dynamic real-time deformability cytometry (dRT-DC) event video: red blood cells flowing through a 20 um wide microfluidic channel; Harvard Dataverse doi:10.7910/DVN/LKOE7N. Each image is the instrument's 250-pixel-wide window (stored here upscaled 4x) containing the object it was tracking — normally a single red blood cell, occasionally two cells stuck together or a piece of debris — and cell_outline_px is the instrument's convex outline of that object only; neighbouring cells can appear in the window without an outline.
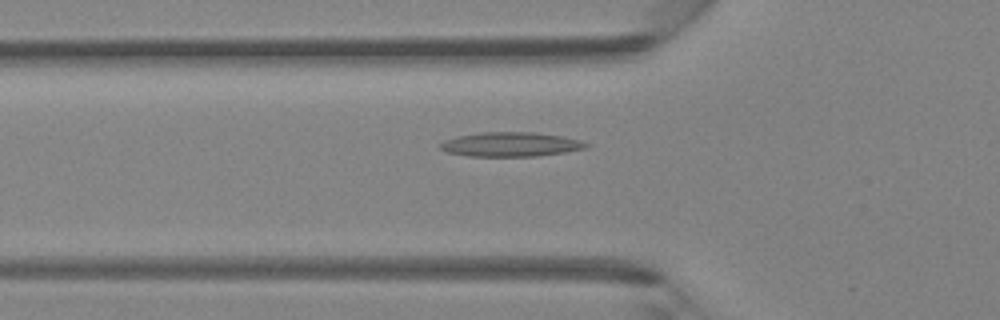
{"species": "Egyptian fruit bat (a non-hibernating species)", "species_latin": "Rousettus aegyptiacus", "temperature_condition": "room temperature", "stored_images_in_passage": 46, "camera_frame_rate_fps": 3000, "um_per_image_px": 0.085, "animal": {"sex": "female"}, "frame": {"image": 1, "passage_image": 16, "time_ms": 5.0, "image_size_px": [1000, 320], "cell_outline_px": [[592, 144], [584, 148], [564, 152], [536, 156], [468, 156], [448, 152], [440, 148], [440, 144], [444, 140], [456, 136], [484, 132], [536, 132], [564, 136], [580, 140]], "centroid_in_image_um": [43.43, 12.26], "position_along_channel_um": 82.4, "area_um2": 20.69}}
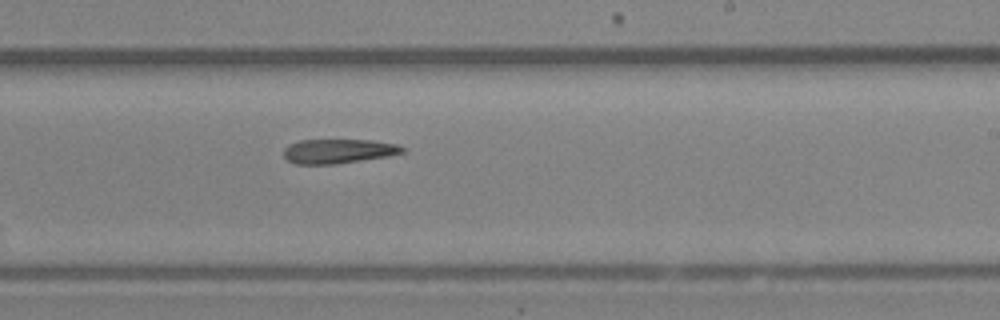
{"frame": {"image": 2, "passage_image": 28, "time_ms": 9.0, "image_size_px": [1000, 320], "cell_outline_px": [[408, 148], [404, 152], [388, 156], [332, 164], [296, 164], [288, 160], [284, 156], [284, 148], [288, 144], [300, 140], [372, 140], [400, 144]], "centroid_in_image_um": [28.8, 12.83], "position_along_channel_um": 260.2, "area_um2": 16.94}}
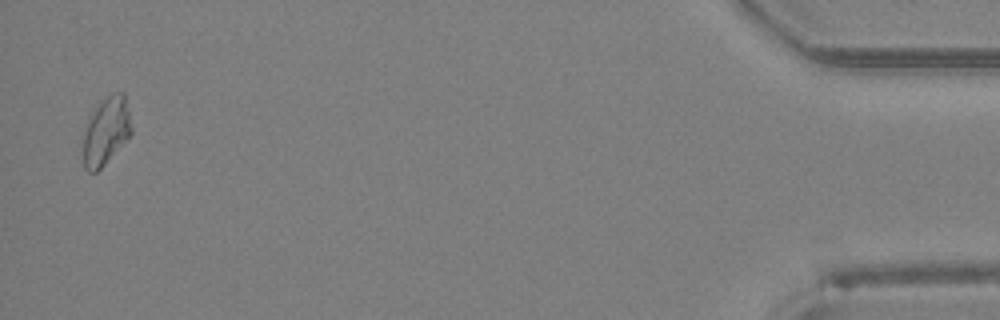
{"frame": {"image": 3, "passage_image": 45, "time_ms": 14.667, "image_size_px": [1000, 320], "cell_outline_px": [[132, 132], [104, 164], [96, 172], [88, 172], [84, 168], [84, 128], [88, 120], [100, 100], [112, 92], [124, 92], [132, 128]], "centroid_in_image_um": [9.01, 11.1], "position_along_channel_um": 426.2, "area_um2": 18.73}}